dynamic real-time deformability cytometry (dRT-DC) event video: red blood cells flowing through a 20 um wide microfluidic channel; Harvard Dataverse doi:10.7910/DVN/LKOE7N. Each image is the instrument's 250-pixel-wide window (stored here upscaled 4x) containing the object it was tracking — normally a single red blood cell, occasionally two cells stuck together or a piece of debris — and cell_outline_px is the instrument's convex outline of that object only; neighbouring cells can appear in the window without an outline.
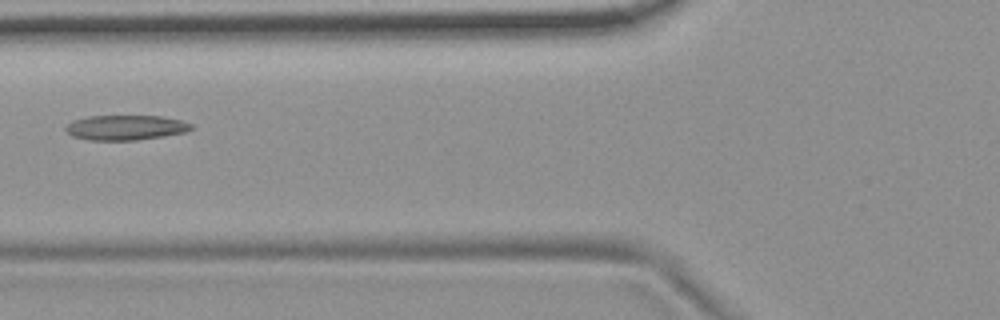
{"species": "common noctule bat (a hibernating species)", "species_latin": "Nyctalus noctula", "temperature_condition": "room temperature", "stored_images_in_passage": 6, "camera_frame_rate_fps": 3000, "um_per_image_px": 0.085, "animal": {"sex": "female", "body_mass_g": 19.9}, "frame": {"image": 1, "passage_image": 6, "time_ms": 1.667, "image_size_px": [1000, 320], "cell_outline_px": [[192, 128], [184, 132], [164, 136], [136, 140], [88, 140], [72, 136], [64, 128], [72, 120], [88, 116], [164, 116], [180, 120], [192, 124]], "centroid_in_image_um": [10.65, 10.84], "position_along_channel_um": 115.1, "area_um2": 18.21}}